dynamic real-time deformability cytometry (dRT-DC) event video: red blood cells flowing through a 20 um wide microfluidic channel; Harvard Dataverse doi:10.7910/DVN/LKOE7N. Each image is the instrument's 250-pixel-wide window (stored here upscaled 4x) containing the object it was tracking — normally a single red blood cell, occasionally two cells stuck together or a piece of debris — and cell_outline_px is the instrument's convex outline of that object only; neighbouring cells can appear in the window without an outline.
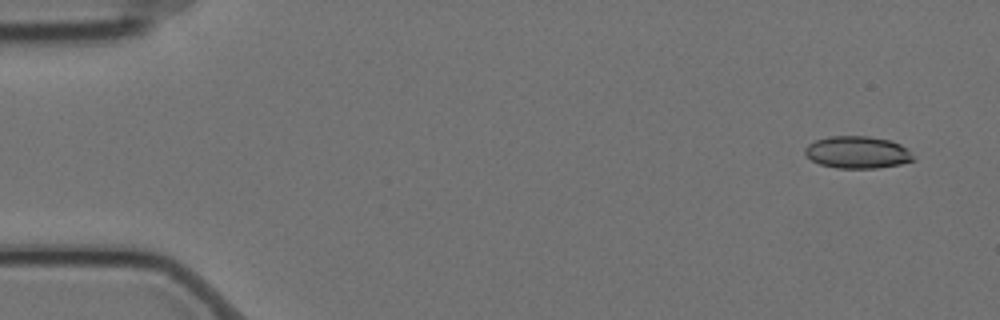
{"species": "Egyptian fruit bat (a non-hibernating species)", "species_latin": "Rousettus aegyptiacus", "temperature_condition": "cold", "stored_images_in_passage": 5, "camera_frame_rate_fps": 3000, "um_per_image_px": 0.085, "animal": {"sex": "female"}, "frame": {"image": 1, "passage_image": 1, "time_ms": 0.0, "image_size_px": [1000, 320], "cell_outline_px": [[916, 160], [900, 164], [876, 168], [836, 168], [820, 164], [812, 160], [804, 152], [804, 148], [808, 144], [816, 140], [828, 136], [868, 136], [888, 140], [900, 144], [908, 148]], "centroid_in_image_um": [72.89, 12.94], "position_along_channel_um": 12.1, "area_um2": 20.35}}
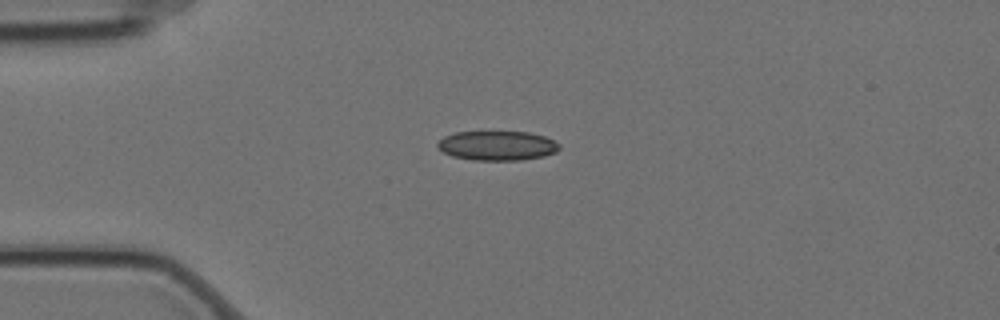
{"frame": {"image": 2, "passage_image": 4, "time_ms": 1.0, "image_size_px": [1000, 320], "cell_outline_px": [[560, 148], [556, 152], [544, 156], [520, 160], [472, 160], [452, 156], [444, 152], [436, 144], [444, 136], [456, 132], [528, 132], [544, 136], [560, 144]], "centroid_in_image_um": [42.28, 12.38], "position_along_channel_um": 42.7, "area_um2": 20.81}}